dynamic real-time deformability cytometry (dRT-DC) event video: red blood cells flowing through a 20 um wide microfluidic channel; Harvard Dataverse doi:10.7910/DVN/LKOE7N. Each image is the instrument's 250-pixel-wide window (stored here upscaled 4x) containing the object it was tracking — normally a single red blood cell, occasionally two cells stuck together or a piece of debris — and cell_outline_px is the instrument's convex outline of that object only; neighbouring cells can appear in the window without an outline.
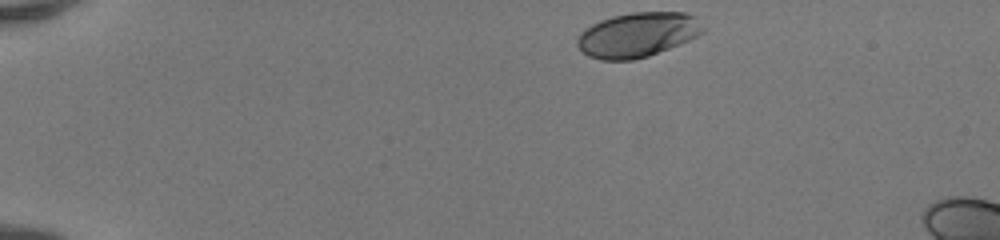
{"species": "human", "species_latin": "Homo sapiens", "temperature_condition": "room temperature", "stored_images_in_passage": 42, "camera_frame_rate_fps": 3000, "um_per_image_px": 0.085, "donor": {"sex": "female"}, "frame": {"image": 1, "passage_image": 1, "time_ms": 0.0, "image_size_px": [1000, 240], "cell_outline_px": [[704, 32], [688, 40], [648, 56], [632, 60], [600, 60], [588, 56], [576, 44], [576, 40], [580, 32], [584, 28], [600, 20], [612, 16], [632, 12], [684, 12], [696, 16], [704, 28]], "centroid_in_image_um": [54.17, 2.94], "position_along_channel_um": 30.8, "area_um2": 32.71}}
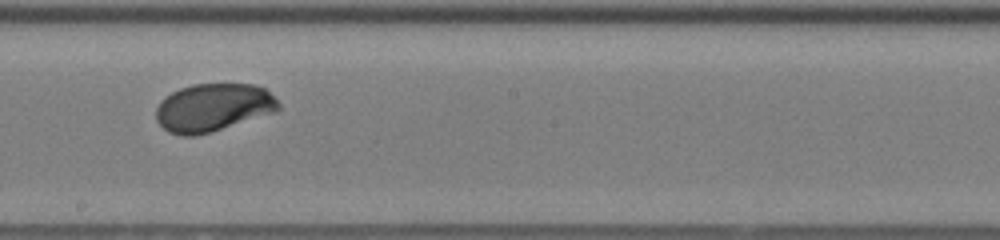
{"frame": {"image": 2, "passage_image": 22, "time_ms": 7.0, "image_size_px": [1000, 240], "cell_outline_px": [[280, 108], [276, 112], [212, 132], [192, 136], [180, 136], [168, 132], [156, 120], [156, 108], [160, 100], [164, 96], [180, 88], [192, 84], [252, 84], [264, 88], [280, 104]], "centroid_in_image_um": [18.09, 9.15], "position_along_channel_um": 230.1, "area_um2": 34.39}}
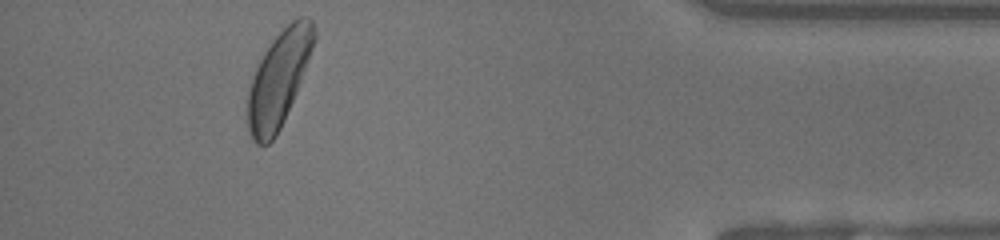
{"frame": {"image": 3, "passage_image": 38, "time_ms": 12.333, "image_size_px": [1000, 240], "cell_outline_px": [[316, 36], [308, 60], [296, 92], [280, 128], [276, 136], [268, 144], [256, 144], [252, 140], [248, 132], [248, 92], [256, 64], [272, 40], [292, 20], [300, 16], [308, 16], [312, 20], [316, 32]], "centroid_in_image_um": [23.68, 6.69], "position_along_channel_um": 411.5, "area_um2": 36.41}, "authors_computed_cell_mechanics": {"area_um2": 33.7552, "velocity_mm_per_s": 4.157, "shape_relaxation_time_tau1_ms": 1.2661, "shape_relaxation_time_tau2_ms": null, "deformation_change_tau1": 0.1021, "deformation_change_tau2": null}}